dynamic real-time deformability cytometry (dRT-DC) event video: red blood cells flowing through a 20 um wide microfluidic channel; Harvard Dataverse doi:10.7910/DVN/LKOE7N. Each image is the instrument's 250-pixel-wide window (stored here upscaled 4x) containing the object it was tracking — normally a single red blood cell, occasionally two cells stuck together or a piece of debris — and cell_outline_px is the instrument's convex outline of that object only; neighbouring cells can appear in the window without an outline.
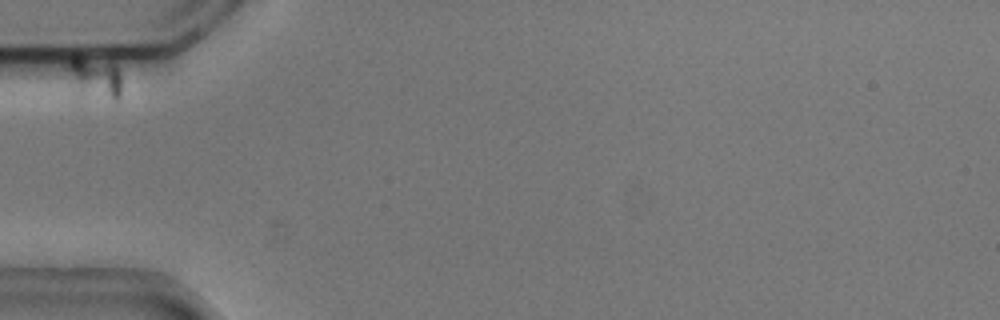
{"species": "common noctule bat (a hibernating species)", "species_latin": "Nyctalus noctula", "temperature_condition": "cold", "stored_images_in_passage": 14, "camera_frame_rate_fps": 3000, "um_per_image_px": 0.085, "animal": {"sex": "male", "body_mass_g": 20.5, "forearm_length_mm": 52.5}, "frame": {"image": 1, "passage_image": 1, "time_ms": 0.0, "image_size_px": [1000, 320], "cell_outline_px": [[120, 100], [116, 104], [80, 104], [76, 100], [68, 68], [68, 60], [72, 56], [76, 56], [112, 64], [120, 72]], "centroid_in_image_um": [8.02, 6.91], "position_along_channel_um": 77.0, "area_um2": 14.97}}
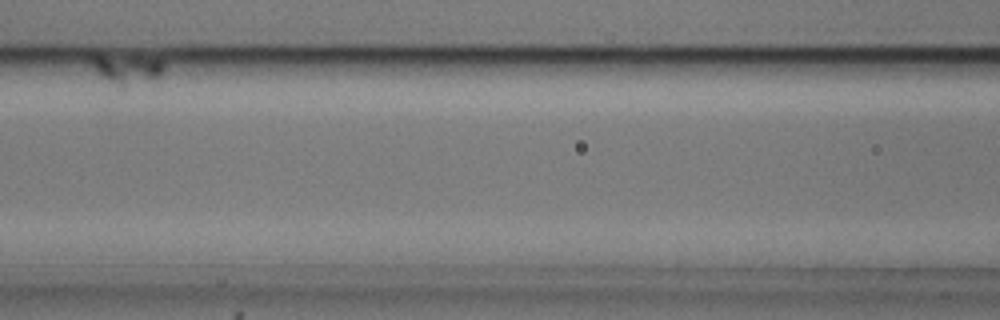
{"frame": {"image": 2, "passage_image": 4, "time_ms": 1.0, "image_size_px": [1000, 320], "cell_outline_px": [[164, 72], [156, 80], [124, 88], [120, 88], [108, 80], [92, 64], [92, 56], [100, 56], [160, 60], [164, 64]], "centroid_in_image_um": [10.92, 5.96], "position_along_channel_um": 155.7, "area_um2": 11.79}}